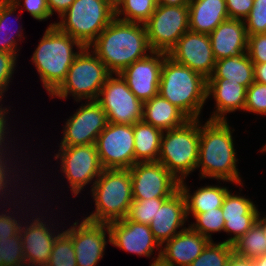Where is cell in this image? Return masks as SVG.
I'll return each instance as SVG.
<instances>
[{
    "label": "cell",
    "mask_w": 266,
    "mask_h": 266,
    "mask_svg": "<svg viewBox=\"0 0 266 266\" xmlns=\"http://www.w3.org/2000/svg\"><path fill=\"white\" fill-rule=\"evenodd\" d=\"M89 49L93 50L111 74H120L129 65L152 52L144 24L126 22L116 17Z\"/></svg>",
    "instance_id": "obj_1"
},
{
    "label": "cell",
    "mask_w": 266,
    "mask_h": 266,
    "mask_svg": "<svg viewBox=\"0 0 266 266\" xmlns=\"http://www.w3.org/2000/svg\"><path fill=\"white\" fill-rule=\"evenodd\" d=\"M232 130V131H231ZM228 120H207L199 127V153L197 168L200 178L217 179V181L240 184L242 179L237 167L232 133ZM201 166V167H200Z\"/></svg>",
    "instance_id": "obj_2"
},
{
    "label": "cell",
    "mask_w": 266,
    "mask_h": 266,
    "mask_svg": "<svg viewBox=\"0 0 266 266\" xmlns=\"http://www.w3.org/2000/svg\"><path fill=\"white\" fill-rule=\"evenodd\" d=\"M55 23L48 25L31 58L49 96L65 80L74 59L84 48L78 40L62 32ZM74 46L79 51L73 50Z\"/></svg>",
    "instance_id": "obj_3"
},
{
    "label": "cell",
    "mask_w": 266,
    "mask_h": 266,
    "mask_svg": "<svg viewBox=\"0 0 266 266\" xmlns=\"http://www.w3.org/2000/svg\"><path fill=\"white\" fill-rule=\"evenodd\" d=\"M158 94L189 119H200L207 98V79L168 55L161 69Z\"/></svg>",
    "instance_id": "obj_4"
},
{
    "label": "cell",
    "mask_w": 266,
    "mask_h": 266,
    "mask_svg": "<svg viewBox=\"0 0 266 266\" xmlns=\"http://www.w3.org/2000/svg\"><path fill=\"white\" fill-rule=\"evenodd\" d=\"M91 192L96 210L83 219L107 224L124 219L133 202L129 169H103Z\"/></svg>",
    "instance_id": "obj_5"
},
{
    "label": "cell",
    "mask_w": 266,
    "mask_h": 266,
    "mask_svg": "<svg viewBox=\"0 0 266 266\" xmlns=\"http://www.w3.org/2000/svg\"><path fill=\"white\" fill-rule=\"evenodd\" d=\"M200 122L199 119H190L178 128L163 131L157 162L179 181L196 170Z\"/></svg>",
    "instance_id": "obj_6"
},
{
    "label": "cell",
    "mask_w": 266,
    "mask_h": 266,
    "mask_svg": "<svg viewBox=\"0 0 266 266\" xmlns=\"http://www.w3.org/2000/svg\"><path fill=\"white\" fill-rule=\"evenodd\" d=\"M59 18L62 32L89 47L115 18V7L108 0H75Z\"/></svg>",
    "instance_id": "obj_7"
},
{
    "label": "cell",
    "mask_w": 266,
    "mask_h": 266,
    "mask_svg": "<svg viewBox=\"0 0 266 266\" xmlns=\"http://www.w3.org/2000/svg\"><path fill=\"white\" fill-rule=\"evenodd\" d=\"M110 75L106 65L89 47H84L74 59L65 80L50 97L66 99L68 95H72L76 102H81L82 99L97 100Z\"/></svg>",
    "instance_id": "obj_8"
},
{
    "label": "cell",
    "mask_w": 266,
    "mask_h": 266,
    "mask_svg": "<svg viewBox=\"0 0 266 266\" xmlns=\"http://www.w3.org/2000/svg\"><path fill=\"white\" fill-rule=\"evenodd\" d=\"M59 147L54 159L61 160V173H64L70 184L68 188L75 197L84 186L94 181L93 186L103 171L97 147L96 144Z\"/></svg>",
    "instance_id": "obj_9"
},
{
    "label": "cell",
    "mask_w": 266,
    "mask_h": 266,
    "mask_svg": "<svg viewBox=\"0 0 266 266\" xmlns=\"http://www.w3.org/2000/svg\"><path fill=\"white\" fill-rule=\"evenodd\" d=\"M144 25L150 49L168 54L189 30V7L158 4Z\"/></svg>",
    "instance_id": "obj_10"
},
{
    "label": "cell",
    "mask_w": 266,
    "mask_h": 266,
    "mask_svg": "<svg viewBox=\"0 0 266 266\" xmlns=\"http://www.w3.org/2000/svg\"><path fill=\"white\" fill-rule=\"evenodd\" d=\"M111 74L100 90L97 102L113 124L133 125L143 118V102L129 89L120 74Z\"/></svg>",
    "instance_id": "obj_11"
},
{
    "label": "cell",
    "mask_w": 266,
    "mask_h": 266,
    "mask_svg": "<svg viewBox=\"0 0 266 266\" xmlns=\"http://www.w3.org/2000/svg\"><path fill=\"white\" fill-rule=\"evenodd\" d=\"M96 147L103 169L131 168L135 164L133 125L108 122Z\"/></svg>",
    "instance_id": "obj_12"
},
{
    "label": "cell",
    "mask_w": 266,
    "mask_h": 266,
    "mask_svg": "<svg viewBox=\"0 0 266 266\" xmlns=\"http://www.w3.org/2000/svg\"><path fill=\"white\" fill-rule=\"evenodd\" d=\"M129 172L133 200L169 198L179 190V180L160 162H137Z\"/></svg>",
    "instance_id": "obj_13"
},
{
    "label": "cell",
    "mask_w": 266,
    "mask_h": 266,
    "mask_svg": "<svg viewBox=\"0 0 266 266\" xmlns=\"http://www.w3.org/2000/svg\"><path fill=\"white\" fill-rule=\"evenodd\" d=\"M84 104L67 119L60 146L96 144L98 135L107 126V114L96 100Z\"/></svg>",
    "instance_id": "obj_14"
},
{
    "label": "cell",
    "mask_w": 266,
    "mask_h": 266,
    "mask_svg": "<svg viewBox=\"0 0 266 266\" xmlns=\"http://www.w3.org/2000/svg\"><path fill=\"white\" fill-rule=\"evenodd\" d=\"M175 62L189 67L207 80L213 74L216 59L209 35L188 30L168 52Z\"/></svg>",
    "instance_id": "obj_15"
},
{
    "label": "cell",
    "mask_w": 266,
    "mask_h": 266,
    "mask_svg": "<svg viewBox=\"0 0 266 266\" xmlns=\"http://www.w3.org/2000/svg\"><path fill=\"white\" fill-rule=\"evenodd\" d=\"M65 231L72 237L77 266H97L110 241V238L106 239L107 234L110 237L107 223L77 220Z\"/></svg>",
    "instance_id": "obj_16"
},
{
    "label": "cell",
    "mask_w": 266,
    "mask_h": 266,
    "mask_svg": "<svg viewBox=\"0 0 266 266\" xmlns=\"http://www.w3.org/2000/svg\"><path fill=\"white\" fill-rule=\"evenodd\" d=\"M167 55L165 52L152 51L120 73L129 89L142 102L158 95L161 69Z\"/></svg>",
    "instance_id": "obj_17"
},
{
    "label": "cell",
    "mask_w": 266,
    "mask_h": 266,
    "mask_svg": "<svg viewBox=\"0 0 266 266\" xmlns=\"http://www.w3.org/2000/svg\"><path fill=\"white\" fill-rule=\"evenodd\" d=\"M107 225L110 231L109 243L114 247L146 257H151L156 248L159 251L157 256L160 257L161 246L155 240L149 225L133 222L127 217Z\"/></svg>",
    "instance_id": "obj_18"
},
{
    "label": "cell",
    "mask_w": 266,
    "mask_h": 266,
    "mask_svg": "<svg viewBox=\"0 0 266 266\" xmlns=\"http://www.w3.org/2000/svg\"><path fill=\"white\" fill-rule=\"evenodd\" d=\"M43 217L44 215L40 219L37 214L36 217L33 215L32 219H30L31 223L26 221L24 224L27 223V225L23 224L20 228L24 259L31 266H45L48 263L54 241L59 234V230L57 231L50 227L53 226V224L50 225L51 219L48 220V225L46 224L47 221L43 220L46 218Z\"/></svg>",
    "instance_id": "obj_19"
},
{
    "label": "cell",
    "mask_w": 266,
    "mask_h": 266,
    "mask_svg": "<svg viewBox=\"0 0 266 266\" xmlns=\"http://www.w3.org/2000/svg\"><path fill=\"white\" fill-rule=\"evenodd\" d=\"M185 221H187L185 197L178 190L162 203L149 226L155 240L162 246L187 228L184 227ZM178 229L180 230L177 231Z\"/></svg>",
    "instance_id": "obj_20"
},
{
    "label": "cell",
    "mask_w": 266,
    "mask_h": 266,
    "mask_svg": "<svg viewBox=\"0 0 266 266\" xmlns=\"http://www.w3.org/2000/svg\"><path fill=\"white\" fill-rule=\"evenodd\" d=\"M221 208L225 220L224 232L233 233L232 237L225 240L229 244H233L243 236L257 221L260 213L251 199L241 196L240 193L235 195L230 191Z\"/></svg>",
    "instance_id": "obj_21"
},
{
    "label": "cell",
    "mask_w": 266,
    "mask_h": 266,
    "mask_svg": "<svg viewBox=\"0 0 266 266\" xmlns=\"http://www.w3.org/2000/svg\"><path fill=\"white\" fill-rule=\"evenodd\" d=\"M216 60L247 53L248 35L244 20L227 19L209 34Z\"/></svg>",
    "instance_id": "obj_22"
},
{
    "label": "cell",
    "mask_w": 266,
    "mask_h": 266,
    "mask_svg": "<svg viewBox=\"0 0 266 266\" xmlns=\"http://www.w3.org/2000/svg\"><path fill=\"white\" fill-rule=\"evenodd\" d=\"M210 240L189 226L161 246L160 258L171 266H189Z\"/></svg>",
    "instance_id": "obj_23"
},
{
    "label": "cell",
    "mask_w": 266,
    "mask_h": 266,
    "mask_svg": "<svg viewBox=\"0 0 266 266\" xmlns=\"http://www.w3.org/2000/svg\"><path fill=\"white\" fill-rule=\"evenodd\" d=\"M247 87L229 82L225 78L207 80V98L215 100V110L209 120H227V113L243 110L246 102ZM212 95V96H211ZM211 96V97H210Z\"/></svg>",
    "instance_id": "obj_24"
},
{
    "label": "cell",
    "mask_w": 266,
    "mask_h": 266,
    "mask_svg": "<svg viewBox=\"0 0 266 266\" xmlns=\"http://www.w3.org/2000/svg\"><path fill=\"white\" fill-rule=\"evenodd\" d=\"M189 30L209 35L221 22L229 19L226 0H191Z\"/></svg>",
    "instance_id": "obj_25"
},
{
    "label": "cell",
    "mask_w": 266,
    "mask_h": 266,
    "mask_svg": "<svg viewBox=\"0 0 266 266\" xmlns=\"http://www.w3.org/2000/svg\"><path fill=\"white\" fill-rule=\"evenodd\" d=\"M142 120L165 131L178 128L190 119L179 108L158 94L143 102Z\"/></svg>",
    "instance_id": "obj_26"
},
{
    "label": "cell",
    "mask_w": 266,
    "mask_h": 266,
    "mask_svg": "<svg viewBox=\"0 0 266 266\" xmlns=\"http://www.w3.org/2000/svg\"><path fill=\"white\" fill-rule=\"evenodd\" d=\"M179 190L183 193L186 202L187 219L189 214L205 213L223 205L227 193V187L217 185H207L197 188L193 194L189 193L190 188L184 180L179 181Z\"/></svg>",
    "instance_id": "obj_27"
},
{
    "label": "cell",
    "mask_w": 266,
    "mask_h": 266,
    "mask_svg": "<svg viewBox=\"0 0 266 266\" xmlns=\"http://www.w3.org/2000/svg\"><path fill=\"white\" fill-rule=\"evenodd\" d=\"M135 163L157 162L163 131L143 120L133 124Z\"/></svg>",
    "instance_id": "obj_28"
},
{
    "label": "cell",
    "mask_w": 266,
    "mask_h": 266,
    "mask_svg": "<svg viewBox=\"0 0 266 266\" xmlns=\"http://www.w3.org/2000/svg\"><path fill=\"white\" fill-rule=\"evenodd\" d=\"M210 78H225L229 82L239 83L247 88L254 80V65L247 53L238 57L216 60Z\"/></svg>",
    "instance_id": "obj_29"
},
{
    "label": "cell",
    "mask_w": 266,
    "mask_h": 266,
    "mask_svg": "<svg viewBox=\"0 0 266 266\" xmlns=\"http://www.w3.org/2000/svg\"><path fill=\"white\" fill-rule=\"evenodd\" d=\"M233 252L244 258L255 259L266 254V237L262 225H254L233 244Z\"/></svg>",
    "instance_id": "obj_30"
},
{
    "label": "cell",
    "mask_w": 266,
    "mask_h": 266,
    "mask_svg": "<svg viewBox=\"0 0 266 266\" xmlns=\"http://www.w3.org/2000/svg\"><path fill=\"white\" fill-rule=\"evenodd\" d=\"M16 9L18 8L15 6V4L11 0H0V52L13 53L18 57L17 53H18V50L20 49H18L17 47L18 45L17 42H19L23 37L22 25L19 26L17 30L15 31L16 35H15V32L13 33L14 29L13 31L10 32V30L12 29L11 28L8 29L7 27L8 25L11 26V23L9 24L10 22L9 19H10V16H13L14 12L17 11ZM14 19H17V17Z\"/></svg>",
    "instance_id": "obj_31"
},
{
    "label": "cell",
    "mask_w": 266,
    "mask_h": 266,
    "mask_svg": "<svg viewBox=\"0 0 266 266\" xmlns=\"http://www.w3.org/2000/svg\"><path fill=\"white\" fill-rule=\"evenodd\" d=\"M157 5L156 0H120L115 6V17L126 22L144 24Z\"/></svg>",
    "instance_id": "obj_32"
},
{
    "label": "cell",
    "mask_w": 266,
    "mask_h": 266,
    "mask_svg": "<svg viewBox=\"0 0 266 266\" xmlns=\"http://www.w3.org/2000/svg\"><path fill=\"white\" fill-rule=\"evenodd\" d=\"M45 266H77L72 237L65 230L56 237Z\"/></svg>",
    "instance_id": "obj_33"
},
{
    "label": "cell",
    "mask_w": 266,
    "mask_h": 266,
    "mask_svg": "<svg viewBox=\"0 0 266 266\" xmlns=\"http://www.w3.org/2000/svg\"><path fill=\"white\" fill-rule=\"evenodd\" d=\"M233 253V245L225 241H210L203 252L189 266H226Z\"/></svg>",
    "instance_id": "obj_34"
},
{
    "label": "cell",
    "mask_w": 266,
    "mask_h": 266,
    "mask_svg": "<svg viewBox=\"0 0 266 266\" xmlns=\"http://www.w3.org/2000/svg\"><path fill=\"white\" fill-rule=\"evenodd\" d=\"M195 218L196 222L189 224V227L208 238L212 241V233L224 232V217L222 208H214V210H208L205 213L191 214Z\"/></svg>",
    "instance_id": "obj_35"
},
{
    "label": "cell",
    "mask_w": 266,
    "mask_h": 266,
    "mask_svg": "<svg viewBox=\"0 0 266 266\" xmlns=\"http://www.w3.org/2000/svg\"><path fill=\"white\" fill-rule=\"evenodd\" d=\"M168 198L133 200L127 218L133 222L150 225L157 210Z\"/></svg>",
    "instance_id": "obj_36"
},
{
    "label": "cell",
    "mask_w": 266,
    "mask_h": 266,
    "mask_svg": "<svg viewBox=\"0 0 266 266\" xmlns=\"http://www.w3.org/2000/svg\"><path fill=\"white\" fill-rule=\"evenodd\" d=\"M0 262H3V266H16L25 262L20 232L0 240Z\"/></svg>",
    "instance_id": "obj_37"
},
{
    "label": "cell",
    "mask_w": 266,
    "mask_h": 266,
    "mask_svg": "<svg viewBox=\"0 0 266 266\" xmlns=\"http://www.w3.org/2000/svg\"><path fill=\"white\" fill-rule=\"evenodd\" d=\"M6 155H4V156H2V157H0V200L2 201V197L4 198L3 199V206L5 205V206H7V204L10 206V204L13 202V201H11L10 202V200H11V198L12 197H10V199H9V201H8V195L10 194V192H13V191H11V190H9V189H14L15 187H17V188H21V187H18V185L16 184L20 179V181H22V178H18L17 176H19L18 175V171H16V169H15V167L17 168V166H16V162L14 161H12L11 160V157L10 156H6ZM11 160V161H10ZM13 162V164H15L14 165V168H13V164H10V163H12ZM8 163V164H7ZM12 168H11V167ZM15 171V172H14ZM15 173H17V174H15ZM12 174V175H11ZM13 174H15V175H13ZM13 178H12V177ZM19 179V180H17V179ZM13 179V180H12ZM15 179H16V181H15ZM13 181V182H12ZM16 182V183H15ZM13 183H15L13 186H12V184ZM8 185H10V186H8ZM17 185V186H16ZM12 186V188H10ZM8 187H9V189H8ZM14 187V188H13ZM7 191V192H6ZM7 198V199H6ZM4 200H7L6 201V203L7 204H5V201ZM10 203V204H9Z\"/></svg>",
    "instance_id": "obj_38"
},
{
    "label": "cell",
    "mask_w": 266,
    "mask_h": 266,
    "mask_svg": "<svg viewBox=\"0 0 266 266\" xmlns=\"http://www.w3.org/2000/svg\"><path fill=\"white\" fill-rule=\"evenodd\" d=\"M244 111L266 116V84L254 81L247 88Z\"/></svg>",
    "instance_id": "obj_39"
},
{
    "label": "cell",
    "mask_w": 266,
    "mask_h": 266,
    "mask_svg": "<svg viewBox=\"0 0 266 266\" xmlns=\"http://www.w3.org/2000/svg\"><path fill=\"white\" fill-rule=\"evenodd\" d=\"M244 24L247 35L266 33V0H254Z\"/></svg>",
    "instance_id": "obj_40"
},
{
    "label": "cell",
    "mask_w": 266,
    "mask_h": 266,
    "mask_svg": "<svg viewBox=\"0 0 266 266\" xmlns=\"http://www.w3.org/2000/svg\"><path fill=\"white\" fill-rule=\"evenodd\" d=\"M17 56L13 53L0 52V101H3L4 92L11 82L16 67Z\"/></svg>",
    "instance_id": "obj_41"
},
{
    "label": "cell",
    "mask_w": 266,
    "mask_h": 266,
    "mask_svg": "<svg viewBox=\"0 0 266 266\" xmlns=\"http://www.w3.org/2000/svg\"><path fill=\"white\" fill-rule=\"evenodd\" d=\"M247 54L253 63H266V33L248 35Z\"/></svg>",
    "instance_id": "obj_42"
},
{
    "label": "cell",
    "mask_w": 266,
    "mask_h": 266,
    "mask_svg": "<svg viewBox=\"0 0 266 266\" xmlns=\"http://www.w3.org/2000/svg\"><path fill=\"white\" fill-rule=\"evenodd\" d=\"M17 8L23 6L30 15L39 21L50 19L51 14L48 7L47 0H22L23 5H20L21 0H11Z\"/></svg>",
    "instance_id": "obj_43"
},
{
    "label": "cell",
    "mask_w": 266,
    "mask_h": 266,
    "mask_svg": "<svg viewBox=\"0 0 266 266\" xmlns=\"http://www.w3.org/2000/svg\"><path fill=\"white\" fill-rule=\"evenodd\" d=\"M4 211L6 213H4ZM11 212V210L8 211L7 209H3V212L0 213V240L15 236L20 232L23 222L20 221V219L18 220L17 215L14 217V215H12L14 212Z\"/></svg>",
    "instance_id": "obj_44"
},
{
    "label": "cell",
    "mask_w": 266,
    "mask_h": 266,
    "mask_svg": "<svg viewBox=\"0 0 266 266\" xmlns=\"http://www.w3.org/2000/svg\"><path fill=\"white\" fill-rule=\"evenodd\" d=\"M254 0H226L228 17L244 20L253 7Z\"/></svg>",
    "instance_id": "obj_45"
},
{
    "label": "cell",
    "mask_w": 266,
    "mask_h": 266,
    "mask_svg": "<svg viewBox=\"0 0 266 266\" xmlns=\"http://www.w3.org/2000/svg\"><path fill=\"white\" fill-rule=\"evenodd\" d=\"M2 106H3V104L0 101V157H2L4 155L9 156L11 154L10 153L11 150H8V149H10L9 148V145H10L9 143H11V142L8 140L9 137H7L8 133H10L9 132L10 129H8L9 125L7 124L8 123L7 122L8 121L7 118H9V117L6 116L9 113V109L6 108V107H2ZM6 142H9V143H6ZM6 150L8 151L9 154L7 153Z\"/></svg>",
    "instance_id": "obj_46"
},
{
    "label": "cell",
    "mask_w": 266,
    "mask_h": 266,
    "mask_svg": "<svg viewBox=\"0 0 266 266\" xmlns=\"http://www.w3.org/2000/svg\"><path fill=\"white\" fill-rule=\"evenodd\" d=\"M75 0H47L51 16L57 12L60 17Z\"/></svg>",
    "instance_id": "obj_47"
},
{
    "label": "cell",
    "mask_w": 266,
    "mask_h": 266,
    "mask_svg": "<svg viewBox=\"0 0 266 266\" xmlns=\"http://www.w3.org/2000/svg\"><path fill=\"white\" fill-rule=\"evenodd\" d=\"M226 266H254L253 260L236 255L234 252L228 259Z\"/></svg>",
    "instance_id": "obj_48"
},
{
    "label": "cell",
    "mask_w": 266,
    "mask_h": 266,
    "mask_svg": "<svg viewBox=\"0 0 266 266\" xmlns=\"http://www.w3.org/2000/svg\"><path fill=\"white\" fill-rule=\"evenodd\" d=\"M254 80L262 84H266V63H253Z\"/></svg>",
    "instance_id": "obj_49"
},
{
    "label": "cell",
    "mask_w": 266,
    "mask_h": 266,
    "mask_svg": "<svg viewBox=\"0 0 266 266\" xmlns=\"http://www.w3.org/2000/svg\"><path fill=\"white\" fill-rule=\"evenodd\" d=\"M158 4L168 6H188L190 0H156Z\"/></svg>",
    "instance_id": "obj_50"
},
{
    "label": "cell",
    "mask_w": 266,
    "mask_h": 266,
    "mask_svg": "<svg viewBox=\"0 0 266 266\" xmlns=\"http://www.w3.org/2000/svg\"><path fill=\"white\" fill-rule=\"evenodd\" d=\"M254 266H266V254L253 259Z\"/></svg>",
    "instance_id": "obj_51"
},
{
    "label": "cell",
    "mask_w": 266,
    "mask_h": 266,
    "mask_svg": "<svg viewBox=\"0 0 266 266\" xmlns=\"http://www.w3.org/2000/svg\"><path fill=\"white\" fill-rule=\"evenodd\" d=\"M151 266H171L168 263L164 262L160 257H155Z\"/></svg>",
    "instance_id": "obj_52"
},
{
    "label": "cell",
    "mask_w": 266,
    "mask_h": 266,
    "mask_svg": "<svg viewBox=\"0 0 266 266\" xmlns=\"http://www.w3.org/2000/svg\"><path fill=\"white\" fill-rule=\"evenodd\" d=\"M261 214L259 213L257 221L262 225L264 232H265V237H266V215L261 218Z\"/></svg>",
    "instance_id": "obj_53"
},
{
    "label": "cell",
    "mask_w": 266,
    "mask_h": 266,
    "mask_svg": "<svg viewBox=\"0 0 266 266\" xmlns=\"http://www.w3.org/2000/svg\"><path fill=\"white\" fill-rule=\"evenodd\" d=\"M108 1L115 7L120 0H108Z\"/></svg>",
    "instance_id": "obj_54"
},
{
    "label": "cell",
    "mask_w": 266,
    "mask_h": 266,
    "mask_svg": "<svg viewBox=\"0 0 266 266\" xmlns=\"http://www.w3.org/2000/svg\"><path fill=\"white\" fill-rule=\"evenodd\" d=\"M16 266H31L30 264L24 262L23 264H20V265H16Z\"/></svg>",
    "instance_id": "obj_55"
},
{
    "label": "cell",
    "mask_w": 266,
    "mask_h": 266,
    "mask_svg": "<svg viewBox=\"0 0 266 266\" xmlns=\"http://www.w3.org/2000/svg\"><path fill=\"white\" fill-rule=\"evenodd\" d=\"M260 151L261 152H266V143H265V145L262 147V149Z\"/></svg>",
    "instance_id": "obj_56"
}]
</instances>
